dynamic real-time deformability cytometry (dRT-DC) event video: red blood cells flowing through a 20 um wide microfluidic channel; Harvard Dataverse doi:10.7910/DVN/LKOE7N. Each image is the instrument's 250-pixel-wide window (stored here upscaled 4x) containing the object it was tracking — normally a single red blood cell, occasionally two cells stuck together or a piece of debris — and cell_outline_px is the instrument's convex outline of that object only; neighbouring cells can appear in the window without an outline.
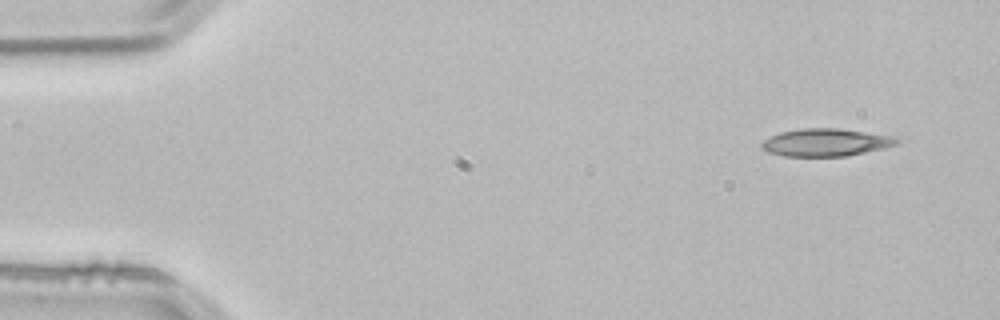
{"species": "common noctule bat (a hibernating species)", "species_latin": "Nyctalus noctula", "temperature_condition": "room temperature", "stored_images_in_passage": 3, "camera_frame_rate_fps": 3000, "um_per_image_px": 0.085, "animal": {"sex": "male", "body_mass_g": 21.5, "forearm_length_mm": 52.0}, "frame": {"image": 1, "passage_image": 1, "time_ms": 0.0, "image_size_px": [1000, 320], "cell_outline_px": [[900, 144], [884, 148], [844, 156], [784, 156], [768, 152], [760, 144], [764, 140], [780, 132], [804, 128], [840, 128], [888, 136], [900, 140]], "centroid_in_image_um": [70.18, 12.1], "position_along_channel_um": 14.8, "area_um2": 21.39}}
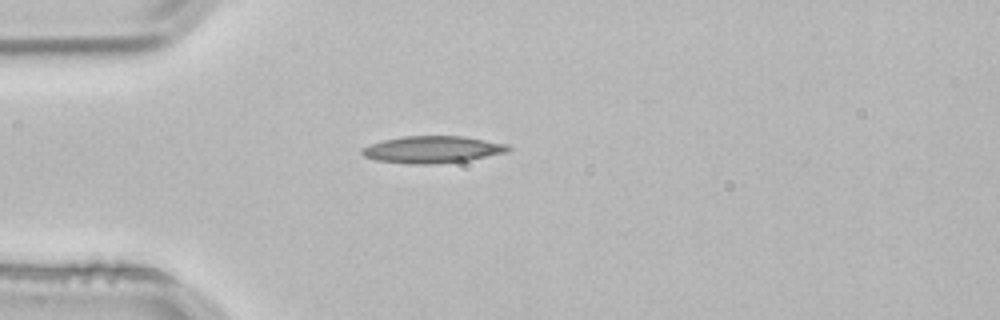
{"frame": {"image": 2, "passage_image": 3, "time_ms": 0.667, "image_size_px": [1000, 320], "cell_outline_px": [[512, 148], [508, 152], [468, 160], [432, 164], [408, 164], [376, 160], [364, 156], [360, 152], [360, 148], [384, 140], [404, 136], [464, 136], [508, 144]], "centroid_in_image_um": [36.77, 12.71], "position_along_channel_um": 48.2, "area_um2": 23.0}}